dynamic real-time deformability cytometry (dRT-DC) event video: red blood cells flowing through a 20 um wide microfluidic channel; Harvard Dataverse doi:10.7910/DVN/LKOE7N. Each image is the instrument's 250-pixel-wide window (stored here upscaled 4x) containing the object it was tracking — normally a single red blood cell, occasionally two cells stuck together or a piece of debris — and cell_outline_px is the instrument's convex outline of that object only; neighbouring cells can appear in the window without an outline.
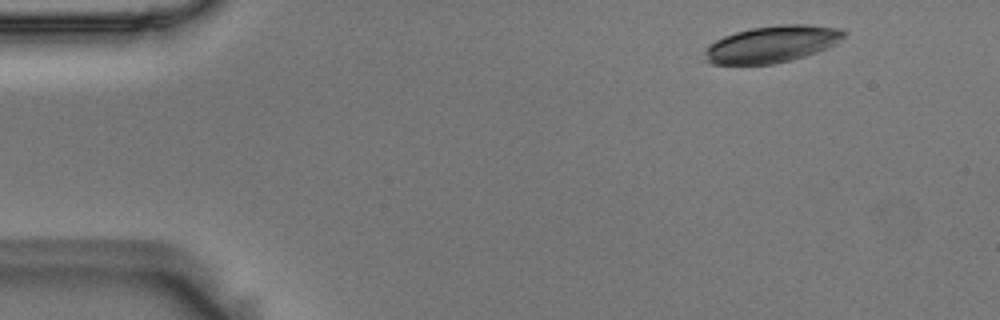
{"species": "Egyptian fruit bat (a non-hibernating species)", "species_latin": "Rousettus aegyptiacus", "temperature_condition": "room temperature", "stored_images_in_passage": 3, "camera_frame_rate_fps": 3000, "um_per_image_px": 0.085, "animal": {"sex": "male"}, "frame": {"image": 1, "passage_image": 1, "time_ms": 0.0, "image_size_px": [1000, 320], "cell_outline_px": [[848, 32], [836, 44], [828, 48], [804, 56], [772, 64], [712, 64], [704, 60], [704, 48], [708, 44], [724, 36], [736, 32], [752, 28], [780, 24], [812, 24], [840, 28]], "centroid_in_image_um": [65.61, 3.74], "position_along_channel_um": 19.4, "area_um2": 30.0}}